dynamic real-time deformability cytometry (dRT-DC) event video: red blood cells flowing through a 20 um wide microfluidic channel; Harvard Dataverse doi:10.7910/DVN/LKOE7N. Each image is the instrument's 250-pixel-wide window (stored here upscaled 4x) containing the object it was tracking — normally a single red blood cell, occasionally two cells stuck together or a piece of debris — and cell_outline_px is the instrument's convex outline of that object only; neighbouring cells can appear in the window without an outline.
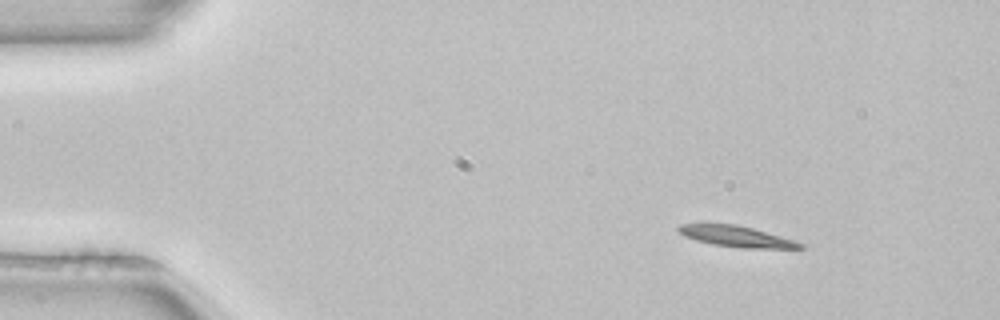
{"species": "common noctule bat (a hibernating species)", "species_latin": "Nyctalus noctula", "temperature_condition": "room temperature", "stored_images_in_passage": 3, "camera_frame_rate_fps": 3000, "um_per_image_px": 0.085, "animal": {"sex": "female", "body_mass_g": 22.7, "forearm_length_mm": 54.2}, "frame": {"image": 1, "passage_image": 1, "time_ms": 0.0, "image_size_px": [1000, 320], "cell_outline_px": [[804, 248], [740, 248], [712, 244], [696, 240], [684, 236], [676, 228], [680, 224], [736, 224], [752, 228], [780, 236], [804, 244]], "centroid_in_image_um": [62.56, 20.1], "position_along_channel_um": 22.4, "area_um2": 14.62}}
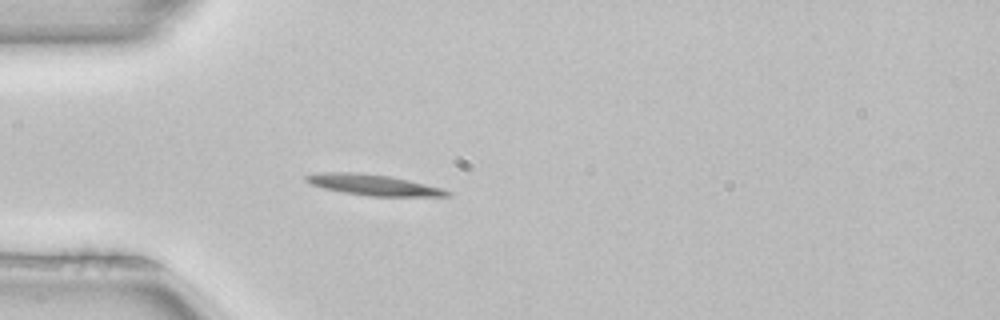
{"frame": {"image": 2, "passage_image": 3, "time_ms": 0.667, "image_size_px": [1000, 320], "cell_outline_px": [[452, 196], [368, 196], [344, 192], [324, 188], [312, 184], [304, 180], [304, 176], [320, 172], [356, 172], [392, 176], [440, 188], [452, 192]], "centroid_in_image_um": [31.72, 15.71], "position_along_channel_um": 53.3, "area_um2": 16.99}}